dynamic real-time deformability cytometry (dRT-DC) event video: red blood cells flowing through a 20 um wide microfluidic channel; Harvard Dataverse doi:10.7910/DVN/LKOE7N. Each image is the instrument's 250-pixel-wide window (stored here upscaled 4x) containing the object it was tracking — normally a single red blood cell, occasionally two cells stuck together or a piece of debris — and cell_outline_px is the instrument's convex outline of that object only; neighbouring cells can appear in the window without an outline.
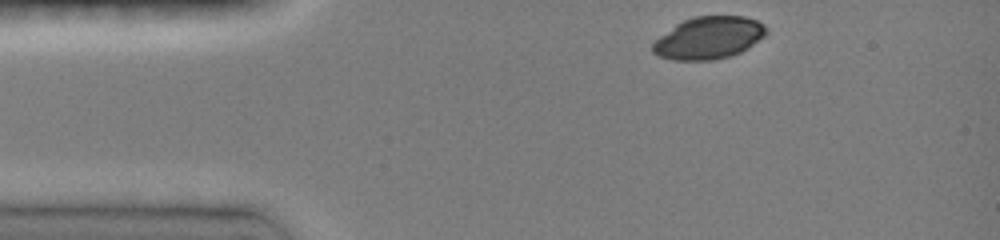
{"species": "common noctule bat (a hibernating species)", "species_latin": "Nyctalus noctula", "temperature_condition": "room temperature", "stored_images_in_passage": 4, "camera_frame_rate_fps": 3000, "um_per_image_px": 0.085, "animal": {"sex": "female", "body_mass_g": 19.0, "forearm_length_mm": 51.5}, "frame": {"image": 1, "passage_image": 1, "time_ms": 0.0, "image_size_px": [1000, 240], "cell_outline_px": [[768, 32], [764, 36], [748, 48], [740, 52], [728, 56], [712, 60], [672, 60], [660, 56], [652, 52], [652, 44], [660, 36], [676, 24], [684, 20], [696, 16], [744, 16], [756, 20], [764, 24], [768, 28]], "centroid_in_image_um": [60.26, 3.21], "position_along_channel_um": 24.7, "area_um2": 27.86}}